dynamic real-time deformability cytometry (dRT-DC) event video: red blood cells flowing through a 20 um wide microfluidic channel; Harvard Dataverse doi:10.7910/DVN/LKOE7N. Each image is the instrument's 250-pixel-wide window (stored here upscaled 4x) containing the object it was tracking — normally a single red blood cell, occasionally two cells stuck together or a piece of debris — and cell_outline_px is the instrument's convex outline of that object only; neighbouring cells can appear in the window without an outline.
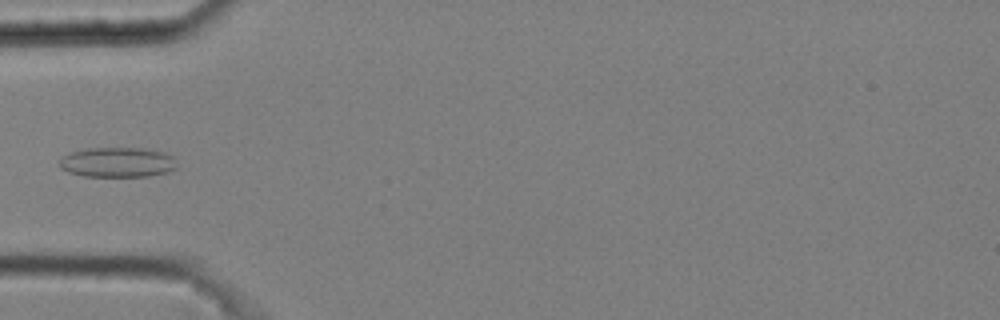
{"species": "common noctule bat (a hibernating species)", "species_latin": "Nyctalus noctula", "temperature_condition": "cold", "stored_images_in_passage": 1, "camera_frame_rate_fps": 3000, "um_per_image_px": 0.085, "animal": {"sex": "male", "body_mass_g": 20.4}, "frame": {"image": 1, "passage_image": 1, "time_ms": 0.0, "image_size_px": [1000, 320], "cell_outline_px": [[176, 168], [168, 172], [148, 176], [84, 176], [68, 172], [60, 168], [60, 156], [72, 152], [88, 148], [140, 148], [164, 152], [172, 156]], "centroid_in_image_um": [9.95, 13.79], "position_along_channel_um": 75.0, "area_um2": 20.4}}